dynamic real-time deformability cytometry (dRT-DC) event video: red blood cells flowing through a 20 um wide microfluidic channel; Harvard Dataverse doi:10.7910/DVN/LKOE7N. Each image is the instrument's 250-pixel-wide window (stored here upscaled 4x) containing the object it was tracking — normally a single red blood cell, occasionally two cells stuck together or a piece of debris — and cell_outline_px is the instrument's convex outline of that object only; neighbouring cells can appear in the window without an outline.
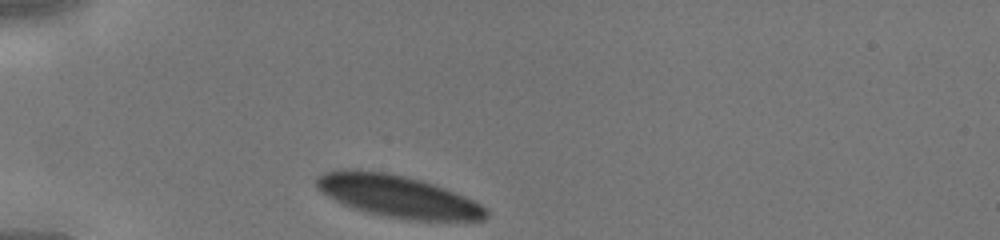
{"species": "human", "species_latin": "Homo sapiens", "temperature_condition": "cold", "stored_images_in_passage": 26, "camera_frame_rate_fps": 3000, "um_per_image_px": 0.085, "donor": {"sex": "male"}, "frame": {"image": 1, "passage_image": 1, "time_ms": 0.0, "image_size_px": [1000, 240], "cell_outline_px": [[488, 216], [484, 220], [408, 220], [368, 212], [344, 204], [328, 196], [316, 188], [316, 176], [324, 172], [344, 168], [356, 168], [384, 172], [404, 176], [420, 180], [444, 188], [464, 196], [488, 208]], "centroid_in_image_um": [33.78, 16.66], "position_along_channel_um": 51.2, "area_um2": 41.38}}
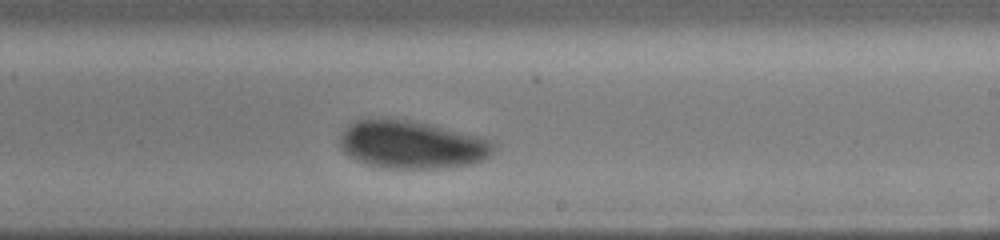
{"frame": {"image": 2, "passage_image": 16, "time_ms": 5.0, "image_size_px": [1000, 240], "cell_outline_px": [[496, 152], [484, 160], [472, 164], [448, 168], [384, 168], [364, 164], [356, 160], [344, 152], [340, 144], [340, 136], [348, 124], [356, 120], [408, 120], [428, 124], [480, 136], [492, 140], [496, 144]], "centroid_in_image_um": [35.07, 12.32], "position_along_channel_um": 253.9, "area_um2": 43.0}}
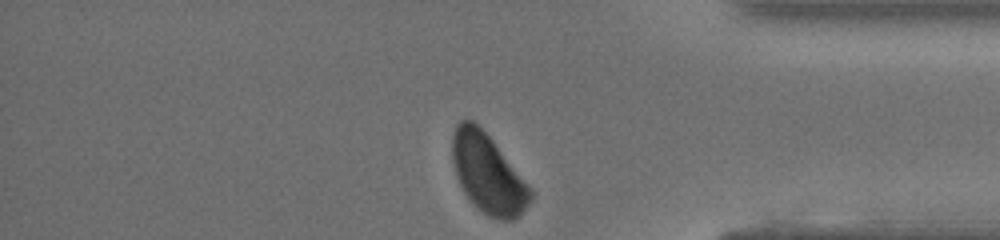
{"frame": {"image": 3, "passage_image": 26, "time_ms": 8.333, "image_size_px": [1000, 240], "cell_outline_px": [[532, 200], [520, 216], [512, 220], [500, 220], [488, 216], [464, 192], [456, 176], [452, 160], [452, 136], [456, 124], [460, 120], [472, 120], [492, 140], [532, 188]], "centroid_in_image_um": [41.48, 14.77], "position_along_channel_um": 393.7, "area_um2": 35.6}}